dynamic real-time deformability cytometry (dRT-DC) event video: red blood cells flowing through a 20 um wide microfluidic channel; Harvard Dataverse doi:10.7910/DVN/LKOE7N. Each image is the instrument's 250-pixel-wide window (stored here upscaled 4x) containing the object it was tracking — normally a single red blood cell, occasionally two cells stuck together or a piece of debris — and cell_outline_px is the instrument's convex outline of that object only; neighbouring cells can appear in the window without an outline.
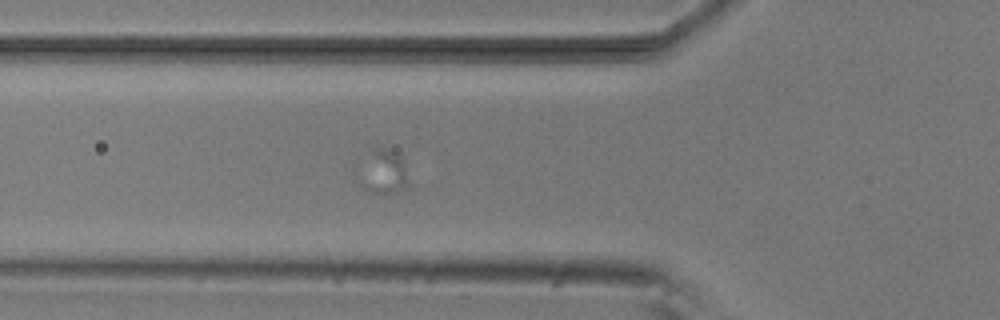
{"species": "common noctule bat (a hibernating species)", "species_latin": "Nyctalus noctula", "temperature_condition": "room temperature", "stored_images_in_passage": 38, "camera_frame_rate_fps": 3000, "um_per_image_px": 0.085, "animal": {"sex": "male", "body_mass_g": 20.5, "forearm_length_mm": 52.5}, "frame": {"image": 1, "passage_image": 6, "time_ms": 1.667, "image_size_px": [1000, 320], "cell_outline_px": [[412, 188], [396, 192], [372, 192], [356, 184], [372, 148], [392, 148], [400, 156], [412, 184]], "centroid_in_image_um": [32.67, 14.65], "position_along_channel_um": 93.1, "area_um2": 12.89}}
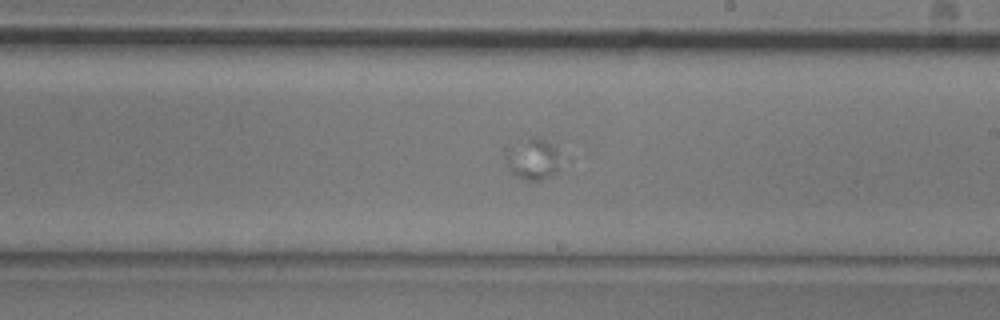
{"frame": {"image": 2, "passage_image": 22, "time_ms": 7.0, "image_size_px": [1000, 320], "cell_outline_px": [[556, 172], [552, 176], [540, 180], [524, 180], [516, 176], [508, 168], [508, 156], [528, 136], [536, 136], [544, 140], [556, 152]], "centroid_in_image_um": [45.3, 13.58], "position_along_channel_um": 243.7, "area_um2": 11.91}}
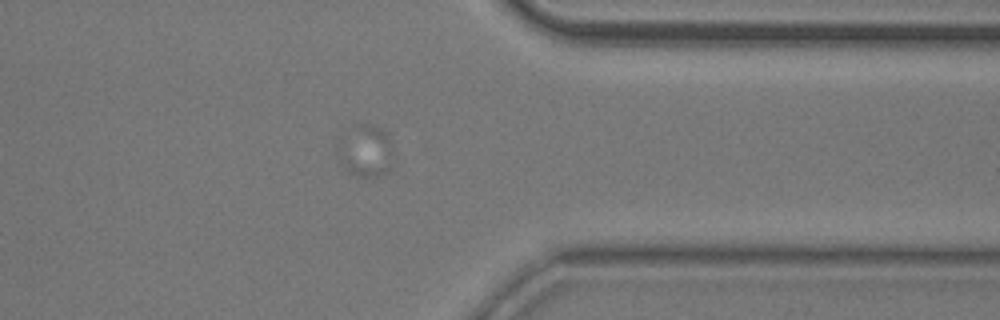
{"frame": {"image": 3, "passage_image": 38, "time_ms": 12.333, "image_size_px": [1000, 320], "cell_outline_px": [[392, 172], [380, 176], [360, 176], [344, 168], [360, 128], [368, 124], [384, 128], [388, 132], [392, 152]], "centroid_in_image_um": [31.52, 12.98], "position_along_channel_um": 379.9, "area_um2": 13.58}}